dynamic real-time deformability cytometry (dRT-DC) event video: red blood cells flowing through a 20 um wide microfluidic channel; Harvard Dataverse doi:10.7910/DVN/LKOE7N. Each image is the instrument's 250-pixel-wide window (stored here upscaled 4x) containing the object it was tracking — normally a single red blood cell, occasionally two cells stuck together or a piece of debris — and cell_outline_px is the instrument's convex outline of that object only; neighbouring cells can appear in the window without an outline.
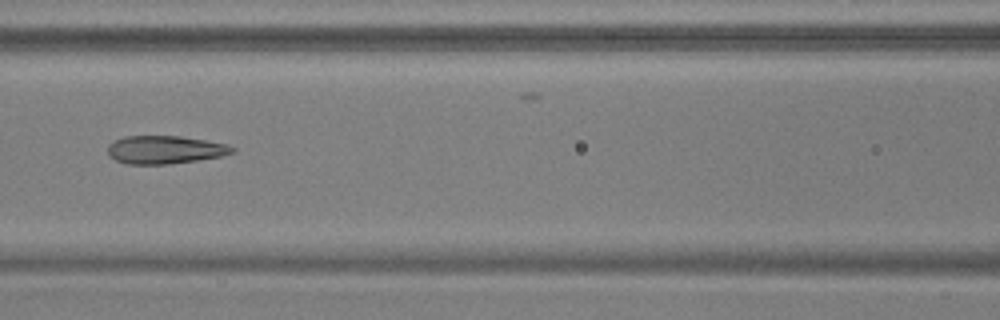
{"species": "common noctule bat (a hibernating species)", "species_latin": "Nyctalus noctula", "temperature_condition": "warm", "stored_images_in_passage": 38, "camera_frame_rate_fps": 3000, "um_per_image_px": 0.085, "animal": {"sex": "male", "body_mass_g": 17.9, "forearm_length_mm": 54.2}, "frame": {"image": 1, "passage_image": 12, "time_ms": 3.667, "image_size_px": [1000, 320], "cell_outline_px": [[236, 152], [220, 156], [196, 160], [168, 164], [124, 164], [116, 160], [108, 152], [108, 144], [124, 136], [180, 136], [228, 144], [236, 148]], "centroid_in_image_um": [14.04, 12.72], "position_along_channel_um": 152.6, "area_um2": 20.29}, "authors_computed_cell_mechanics": {"area_um2": 21.3571, "velocity_mm_per_s": 3.7522, "shape_relaxation_time_tau1_ms": 6.9968, "shape_relaxation_time_tau2_ms": 1.6394, "deformation_change_tau1": 0.2447, "deformation_change_tau2": 0.1223}}